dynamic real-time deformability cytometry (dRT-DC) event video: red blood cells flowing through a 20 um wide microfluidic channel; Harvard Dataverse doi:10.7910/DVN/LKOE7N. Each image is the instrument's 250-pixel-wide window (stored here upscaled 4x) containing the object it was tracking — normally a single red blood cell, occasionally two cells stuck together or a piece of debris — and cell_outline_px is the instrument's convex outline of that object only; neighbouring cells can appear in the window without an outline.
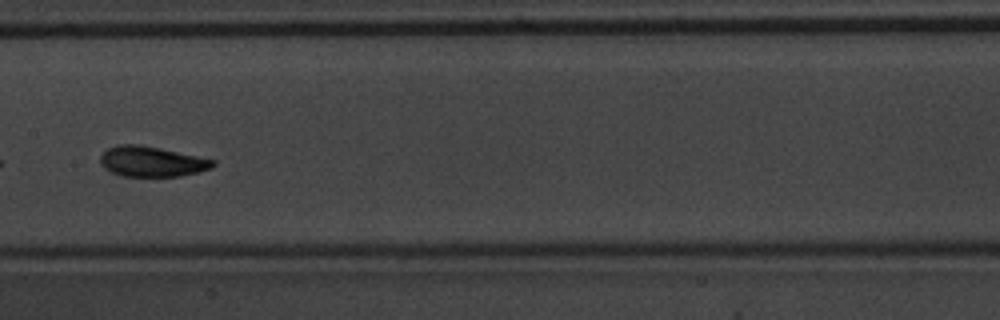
{"species": "common noctule bat (a hibernating species)", "species_latin": "Nyctalus noctula", "temperature_condition": "warm", "stored_images_in_passage": 13, "camera_frame_rate_fps": 3000, "um_per_image_px": 0.085, "animal": {"sex": "male", "body_mass_g": 20.1, "forearm_length_mm": 53.5}, "frame": {"image": 1, "passage_image": 10, "time_ms": 3.0, "image_size_px": [1000, 320], "cell_outline_px": [[216, 164], [212, 168], [200, 172], [180, 176], [124, 176], [112, 172], [104, 168], [100, 164], [100, 156], [108, 148], [116, 144], [140, 144], [160, 148], [216, 160]], "centroid_in_image_um": [12.91, 13.72], "position_along_channel_um": 194.5, "area_um2": 20.0}}